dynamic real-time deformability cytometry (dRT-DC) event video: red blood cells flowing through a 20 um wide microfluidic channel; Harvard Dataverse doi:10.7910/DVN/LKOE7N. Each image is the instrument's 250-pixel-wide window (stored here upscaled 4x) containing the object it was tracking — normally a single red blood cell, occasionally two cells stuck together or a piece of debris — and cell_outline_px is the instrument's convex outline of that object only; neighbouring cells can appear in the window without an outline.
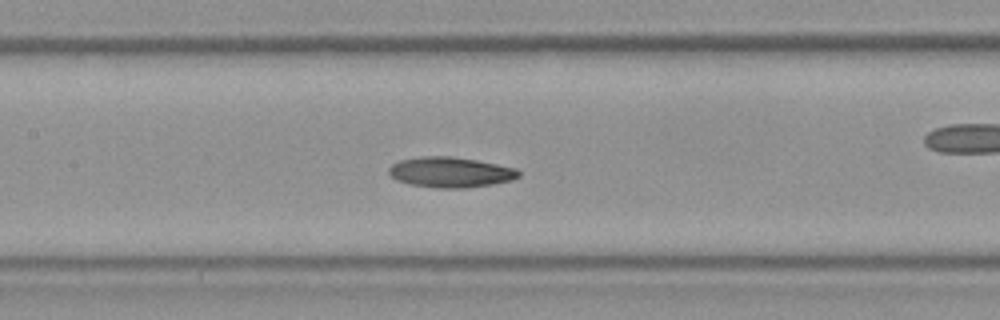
{"species": "Egyptian fruit bat (a non-hibernating species)", "species_latin": "Rousettus aegyptiacus", "temperature_condition": "room temperature", "stored_images_in_passage": 40, "camera_frame_rate_fps": 3000, "um_per_image_px": 0.085, "frame": {"image": 1, "passage_image": 18, "time_ms": 5.667, "image_size_px": [1000, 320], "cell_outline_px": [[520, 176], [512, 180], [492, 184], [464, 188], [436, 188], [412, 184], [396, 180], [388, 172], [388, 168], [392, 164], [400, 160], [420, 156], [452, 156], [476, 160], [516, 168], [520, 172]], "centroid_in_image_um": [38.28, 14.63], "position_along_channel_um": 169.1, "area_um2": 22.95}}
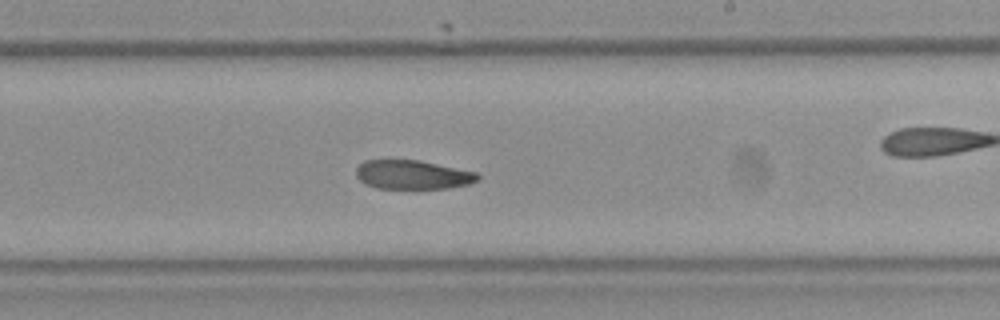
{"frame": {"image": 2, "passage_image": 23, "time_ms": 7.333, "image_size_px": [1000, 320], "cell_outline_px": [[480, 180], [468, 184], [448, 188], [376, 188], [360, 180], [356, 176], [356, 168], [364, 160], [388, 156], [420, 160], [476, 172], [480, 176]], "centroid_in_image_um": [35.02, 14.79], "position_along_channel_um": 254.0, "area_um2": 21.27}}